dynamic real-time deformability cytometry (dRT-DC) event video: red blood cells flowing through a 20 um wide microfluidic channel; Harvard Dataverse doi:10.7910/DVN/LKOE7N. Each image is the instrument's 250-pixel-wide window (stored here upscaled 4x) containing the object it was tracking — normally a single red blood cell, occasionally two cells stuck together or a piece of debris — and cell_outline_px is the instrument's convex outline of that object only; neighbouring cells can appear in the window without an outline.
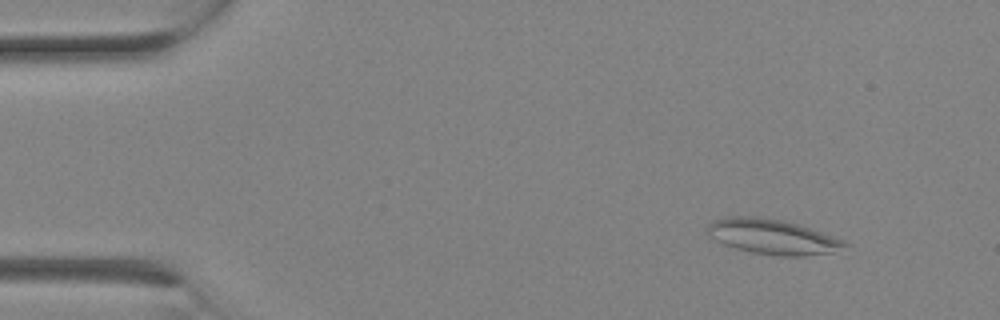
{"species": "Egyptian fruit bat (a non-hibernating species)", "species_latin": "Rousettus aegyptiacus", "temperature_condition": "room temperature", "stored_images_in_passage": 2, "camera_frame_rate_fps": 3000, "um_per_image_px": 0.085, "animal": {"sex": "female"}, "frame": {"image": 1, "passage_image": 1, "time_ms": 0.0, "image_size_px": [1000, 320], "cell_outline_px": [[848, 244], [832, 252], [804, 256], [784, 256], [752, 252], [736, 248], [724, 244], [708, 236], [704, 232], [704, 228], [712, 220], [728, 216], [756, 216], [784, 220], [844, 240]], "centroid_in_image_um": [65.55, 20.1], "position_along_channel_um": 19.4, "area_um2": 27.86}}